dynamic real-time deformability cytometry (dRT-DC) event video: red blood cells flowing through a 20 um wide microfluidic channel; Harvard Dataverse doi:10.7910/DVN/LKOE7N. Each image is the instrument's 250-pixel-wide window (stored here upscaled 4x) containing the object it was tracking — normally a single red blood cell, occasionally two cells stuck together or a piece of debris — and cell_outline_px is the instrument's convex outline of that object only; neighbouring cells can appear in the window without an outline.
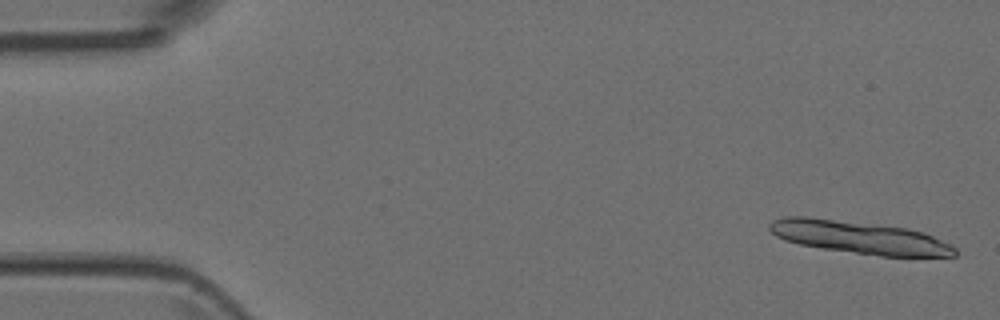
{"species": "Egyptian fruit bat (a non-hibernating species)", "species_latin": "Rousettus aegyptiacus", "temperature_condition": "room temperature", "stored_images_in_passage": 6, "camera_frame_rate_fps": 3000, "um_per_image_px": 0.085, "animal": {"sex": "female"}, "frame": {"image": 1, "passage_image": 1, "time_ms": 0.0, "image_size_px": [1000, 320], "cell_outline_px": [[956, 256], [880, 256], [824, 248], [800, 244], [784, 240], [776, 236], [768, 228], [768, 224], [772, 220], [784, 216], [808, 216], [908, 228], [924, 232], [952, 244], [956, 248]], "centroid_in_image_um": [73.05, 20.16], "position_along_channel_um": 12.0, "area_um2": 35.32}}